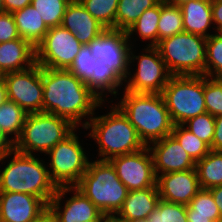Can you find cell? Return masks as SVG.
Returning a JSON list of instances; mask_svg holds the SVG:
<instances>
[{
	"label": "cell",
	"instance_id": "1",
	"mask_svg": "<svg viewBox=\"0 0 222 222\" xmlns=\"http://www.w3.org/2000/svg\"><path fill=\"white\" fill-rule=\"evenodd\" d=\"M42 82V112L65 118L77 128L84 129L105 104L69 70L42 67Z\"/></svg>",
	"mask_w": 222,
	"mask_h": 222
},
{
	"label": "cell",
	"instance_id": "2",
	"mask_svg": "<svg viewBox=\"0 0 222 222\" xmlns=\"http://www.w3.org/2000/svg\"><path fill=\"white\" fill-rule=\"evenodd\" d=\"M5 159L8 161L6 166ZM0 163L4 165L0 167V192L34 195L48 206L58 187L52 181L43 158L21 153L13 148L0 156Z\"/></svg>",
	"mask_w": 222,
	"mask_h": 222
},
{
	"label": "cell",
	"instance_id": "3",
	"mask_svg": "<svg viewBox=\"0 0 222 222\" xmlns=\"http://www.w3.org/2000/svg\"><path fill=\"white\" fill-rule=\"evenodd\" d=\"M110 100L109 112L103 115L95 114L90 118L84 128L89 130L88 136L92 138L98 147L97 160L109 161L124 154H131L146 146L139 138L135 127L129 122L123 112ZM91 129V130H90Z\"/></svg>",
	"mask_w": 222,
	"mask_h": 222
},
{
	"label": "cell",
	"instance_id": "4",
	"mask_svg": "<svg viewBox=\"0 0 222 222\" xmlns=\"http://www.w3.org/2000/svg\"><path fill=\"white\" fill-rule=\"evenodd\" d=\"M114 103L135 127L145 146L171 135V121L162 94L123 91Z\"/></svg>",
	"mask_w": 222,
	"mask_h": 222
},
{
	"label": "cell",
	"instance_id": "5",
	"mask_svg": "<svg viewBox=\"0 0 222 222\" xmlns=\"http://www.w3.org/2000/svg\"><path fill=\"white\" fill-rule=\"evenodd\" d=\"M75 187L106 217H114L122 208L129 190L120 181L109 161L91 160Z\"/></svg>",
	"mask_w": 222,
	"mask_h": 222
},
{
	"label": "cell",
	"instance_id": "6",
	"mask_svg": "<svg viewBox=\"0 0 222 222\" xmlns=\"http://www.w3.org/2000/svg\"><path fill=\"white\" fill-rule=\"evenodd\" d=\"M206 39L183 31L160 40L155 47L172 76L205 75Z\"/></svg>",
	"mask_w": 222,
	"mask_h": 222
},
{
	"label": "cell",
	"instance_id": "7",
	"mask_svg": "<svg viewBox=\"0 0 222 222\" xmlns=\"http://www.w3.org/2000/svg\"><path fill=\"white\" fill-rule=\"evenodd\" d=\"M77 127L57 115L39 112L27 114L21 135L13 148L21 153L44 155Z\"/></svg>",
	"mask_w": 222,
	"mask_h": 222
},
{
	"label": "cell",
	"instance_id": "8",
	"mask_svg": "<svg viewBox=\"0 0 222 222\" xmlns=\"http://www.w3.org/2000/svg\"><path fill=\"white\" fill-rule=\"evenodd\" d=\"M161 94L174 125L206 113L204 75L171 76Z\"/></svg>",
	"mask_w": 222,
	"mask_h": 222
},
{
	"label": "cell",
	"instance_id": "9",
	"mask_svg": "<svg viewBox=\"0 0 222 222\" xmlns=\"http://www.w3.org/2000/svg\"><path fill=\"white\" fill-rule=\"evenodd\" d=\"M77 129L80 128L45 154L49 158L46 163L50 177L57 187L75 186L87 171L90 158L77 135Z\"/></svg>",
	"mask_w": 222,
	"mask_h": 222
},
{
	"label": "cell",
	"instance_id": "10",
	"mask_svg": "<svg viewBox=\"0 0 222 222\" xmlns=\"http://www.w3.org/2000/svg\"><path fill=\"white\" fill-rule=\"evenodd\" d=\"M134 48L131 46L129 73L123 90L132 93L161 94L172 75L161 58L159 50L155 46H144L142 51L137 53L139 55H135ZM134 62H137V65ZM132 66L137 68L131 70Z\"/></svg>",
	"mask_w": 222,
	"mask_h": 222
},
{
	"label": "cell",
	"instance_id": "11",
	"mask_svg": "<svg viewBox=\"0 0 222 222\" xmlns=\"http://www.w3.org/2000/svg\"><path fill=\"white\" fill-rule=\"evenodd\" d=\"M82 46L75 34L62 25L49 28L35 47L36 63L44 68L68 70Z\"/></svg>",
	"mask_w": 222,
	"mask_h": 222
},
{
	"label": "cell",
	"instance_id": "12",
	"mask_svg": "<svg viewBox=\"0 0 222 222\" xmlns=\"http://www.w3.org/2000/svg\"><path fill=\"white\" fill-rule=\"evenodd\" d=\"M6 87L7 98L28 114L42 112L43 82L42 67L35 63L28 69L9 72L2 75Z\"/></svg>",
	"mask_w": 222,
	"mask_h": 222
},
{
	"label": "cell",
	"instance_id": "13",
	"mask_svg": "<svg viewBox=\"0 0 222 222\" xmlns=\"http://www.w3.org/2000/svg\"><path fill=\"white\" fill-rule=\"evenodd\" d=\"M87 45L95 59H101L102 63L109 66L125 82L129 73L131 50L126 31L105 29Z\"/></svg>",
	"mask_w": 222,
	"mask_h": 222
},
{
	"label": "cell",
	"instance_id": "14",
	"mask_svg": "<svg viewBox=\"0 0 222 222\" xmlns=\"http://www.w3.org/2000/svg\"><path fill=\"white\" fill-rule=\"evenodd\" d=\"M109 162L129 191L157 187L153 157L148 146L131 154L116 156Z\"/></svg>",
	"mask_w": 222,
	"mask_h": 222
},
{
	"label": "cell",
	"instance_id": "15",
	"mask_svg": "<svg viewBox=\"0 0 222 222\" xmlns=\"http://www.w3.org/2000/svg\"><path fill=\"white\" fill-rule=\"evenodd\" d=\"M71 192L73 195L65 198ZM48 207L54 213L57 222H86L88 220H103L106 217L75 186L58 187Z\"/></svg>",
	"mask_w": 222,
	"mask_h": 222
},
{
	"label": "cell",
	"instance_id": "16",
	"mask_svg": "<svg viewBox=\"0 0 222 222\" xmlns=\"http://www.w3.org/2000/svg\"><path fill=\"white\" fill-rule=\"evenodd\" d=\"M156 186L160 199L189 205L201 189L196 169L157 175Z\"/></svg>",
	"mask_w": 222,
	"mask_h": 222
},
{
	"label": "cell",
	"instance_id": "17",
	"mask_svg": "<svg viewBox=\"0 0 222 222\" xmlns=\"http://www.w3.org/2000/svg\"><path fill=\"white\" fill-rule=\"evenodd\" d=\"M156 176L195 168V162L172 136H166L149 146Z\"/></svg>",
	"mask_w": 222,
	"mask_h": 222
},
{
	"label": "cell",
	"instance_id": "18",
	"mask_svg": "<svg viewBox=\"0 0 222 222\" xmlns=\"http://www.w3.org/2000/svg\"><path fill=\"white\" fill-rule=\"evenodd\" d=\"M47 207L34 195L0 192V222H32Z\"/></svg>",
	"mask_w": 222,
	"mask_h": 222
},
{
	"label": "cell",
	"instance_id": "19",
	"mask_svg": "<svg viewBox=\"0 0 222 222\" xmlns=\"http://www.w3.org/2000/svg\"><path fill=\"white\" fill-rule=\"evenodd\" d=\"M61 25L75 34L83 45L89 44L105 30L78 0L67 5Z\"/></svg>",
	"mask_w": 222,
	"mask_h": 222
},
{
	"label": "cell",
	"instance_id": "20",
	"mask_svg": "<svg viewBox=\"0 0 222 222\" xmlns=\"http://www.w3.org/2000/svg\"><path fill=\"white\" fill-rule=\"evenodd\" d=\"M36 63V48L28 41L18 38L0 43V73L22 71Z\"/></svg>",
	"mask_w": 222,
	"mask_h": 222
},
{
	"label": "cell",
	"instance_id": "21",
	"mask_svg": "<svg viewBox=\"0 0 222 222\" xmlns=\"http://www.w3.org/2000/svg\"><path fill=\"white\" fill-rule=\"evenodd\" d=\"M178 5L182 11L185 32L205 38L214 33L210 32L212 28L214 30L211 0H185Z\"/></svg>",
	"mask_w": 222,
	"mask_h": 222
},
{
	"label": "cell",
	"instance_id": "22",
	"mask_svg": "<svg viewBox=\"0 0 222 222\" xmlns=\"http://www.w3.org/2000/svg\"><path fill=\"white\" fill-rule=\"evenodd\" d=\"M160 196L157 187L131 190L122 208L114 216L120 222L145 219L157 207Z\"/></svg>",
	"mask_w": 222,
	"mask_h": 222
},
{
	"label": "cell",
	"instance_id": "23",
	"mask_svg": "<svg viewBox=\"0 0 222 222\" xmlns=\"http://www.w3.org/2000/svg\"><path fill=\"white\" fill-rule=\"evenodd\" d=\"M86 86L102 101H108L109 94L117 97L119 90H123L124 81L109 66L96 59L93 75L85 83ZM122 87V88H121Z\"/></svg>",
	"mask_w": 222,
	"mask_h": 222
},
{
	"label": "cell",
	"instance_id": "24",
	"mask_svg": "<svg viewBox=\"0 0 222 222\" xmlns=\"http://www.w3.org/2000/svg\"><path fill=\"white\" fill-rule=\"evenodd\" d=\"M17 31L22 39L28 40L36 47L45 37L49 28L38 14L35 7L30 4L21 10L12 13Z\"/></svg>",
	"mask_w": 222,
	"mask_h": 222
},
{
	"label": "cell",
	"instance_id": "25",
	"mask_svg": "<svg viewBox=\"0 0 222 222\" xmlns=\"http://www.w3.org/2000/svg\"><path fill=\"white\" fill-rule=\"evenodd\" d=\"M160 10L161 2H159L153 8L145 10L140 17L126 30L131 46H135L134 42H136L138 37L142 40V42L148 41L146 46H156L158 44L157 25L160 19ZM136 35L138 36L137 38Z\"/></svg>",
	"mask_w": 222,
	"mask_h": 222
},
{
	"label": "cell",
	"instance_id": "26",
	"mask_svg": "<svg viewBox=\"0 0 222 222\" xmlns=\"http://www.w3.org/2000/svg\"><path fill=\"white\" fill-rule=\"evenodd\" d=\"M188 222H216L221 216L213 196L208 189H200L186 205Z\"/></svg>",
	"mask_w": 222,
	"mask_h": 222
},
{
	"label": "cell",
	"instance_id": "27",
	"mask_svg": "<svg viewBox=\"0 0 222 222\" xmlns=\"http://www.w3.org/2000/svg\"><path fill=\"white\" fill-rule=\"evenodd\" d=\"M27 112L17 103L6 100L0 105V129L14 145L19 139Z\"/></svg>",
	"mask_w": 222,
	"mask_h": 222
},
{
	"label": "cell",
	"instance_id": "28",
	"mask_svg": "<svg viewBox=\"0 0 222 222\" xmlns=\"http://www.w3.org/2000/svg\"><path fill=\"white\" fill-rule=\"evenodd\" d=\"M201 189L222 185V151H210L195 164Z\"/></svg>",
	"mask_w": 222,
	"mask_h": 222
},
{
	"label": "cell",
	"instance_id": "29",
	"mask_svg": "<svg viewBox=\"0 0 222 222\" xmlns=\"http://www.w3.org/2000/svg\"><path fill=\"white\" fill-rule=\"evenodd\" d=\"M159 0H119L115 29L126 31L147 9L153 8Z\"/></svg>",
	"mask_w": 222,
	"mask_h": 222
},
{
	"label": "cell",
	"instance_id": "30",
	"mask_svg": "<svg viewBox=\"0 0 222 222\" xmlns=\"http://www.w3.org/2000/svg\"><path fill=\"white\" fill-rule=\"evenodd\" d=\"M158 43L184 31L183 16L178 4L161 2L160 19L158 21Z\"/></svg>",
	"mask_w": 222,
	"mask_h": 222
},
{
	"label": "cell",
	"instance_id": "31",
	"mask_svg": "<svg viewBox=\"0 0 222 222\" xmlns=\"http://www.w3.org/2000/svg\"><path fill=\"white\" fill-rule=\"evenodd\" d=\"M171 135L195 163L203 159L211 151L207 143L199 139L183 125H174Z\"/></svg>",
	"mask_w": 222,
	"mask_h": 222
},
{
	"label": "cell",
	"instance_id": "32",
	"mask_svg": "<svg viewBox=\"0 0 222 222\" xmlns=\"http://www.w3.org/2000/svg\"><path fill=\"white\" fill-rule=\"evenodd\" d=\"M78 1L105 29H115V17L119 0Z\"/></svg>",
	"mask_w": 222,
	"mask_h": 222
},
{
	"label": "cell",
	"instance_id": "33",
	"mask_svg": "<svg viewBox=\"0 0 222 222\" xmlns=\"http://www.w3.org/2000/svg\"><path fill=\"white\" fill-rule=\"evenodd\" d=\"M70 0H32V5L48 28L60 26Z\"/></svg>",
	"mask_w": 222,
	"mask_h": 222
},
{
	"label": "cell",
	"instance_id": "34",
	"mask_svg": "<svg viewBox=\"0 0 222 222\" xmlns=\"http://www.w3.org/2000/svg\"><path fill=\"white\" fill-rule=\"evenodd\" d=\"M205 76L222 78V33H213L206 39Z\"/></svg>",
	"mask_w": 222,
	"mask_h": 222
},
{
	"label": "cell",
	"instance_id": "35",
	"mask_svg": "<svg viewBox=\"0 0 222 222\" xmlns=\"http://www.w3.org/2000/svg\"><path fill=\"white\" fill-rule=\"evenodd\" d=\"M150 222H188L186 205L160 199L157 207L149 214Z\"/></svg>",
	"mask_w": 222,
	"mask_h": 222
},
{
	"label": "cell",
	"instance_id": "36",
	"mask_svg": "<svg viewBox=\"0 0 222 222\" xmlns=\"http://www.w3.org/2000/svg\"><path fill=\"white\" fill-rule=\"evenodd\" d=\"M204 102L206 112L214 117L222 115V78L204 75Z\"/></svg>",
	"mask_w": 222,
	"mask_h": 222
},
{
	"label": "cell",
	"instance_id": "37",
	"mask_svg": "<svg viewBox=\"0 0 222 222\" xmlns=\"http://www.w3.org/2000/svg\"><path fill=\"white\" fill-rule=\"evenodd\" d=\"M182 125L199 139L207 143L209 146L212 145L215 129L214 116L206 112L204 114L188 119Z\"/></svg>",
	"mask_w": 222,
	"mask_h": 222
},
{
	"label": "cell",
	"instance_id": "38",
	"mask_svg": "<svg viewBox=\"0 0 222 222\" xmlns=\"http://www.w3.org/2000/svg\"><path fill=\"white\" fill-rule=\"evenodd\" d=\"M96 62L95 57L91 54L89 46L83 45L76 55L72 65L68 69L83 83H86L93 75L94 63Z\"/></svg>",
	"mask_w": 222,
	"mask_h": 222
},
{
	"label": "cell",
	"instance_id": "39",
	"mask_svg": "<svg viewBox=\"0 0 222 222\" xmlns=\"http://www.w3.org/2000/svg\"><path fill=\"white\" fill-rule=\"evenodd\" d=\"M21 38L12 13H0V43Z\"/></svg>",
	"mask_w": 222,
	"mask_h": 222
},
{
	"label": "cell",
	"instance_id": "40",
	"mask_svg": "<svg viewBox=\"0 0 222 222\" xmlns=\"http://www.w3.org/2000/svg\"><path fill=\"white\" fill-rule=\"evenodd\" d=\"M212 20L215 33H222V0H211Z\"/></svg>",
	"mask_w": 222,
	"mask_h": 222
},
{
	"label": "cell",
	"instance_id": "41",
	"mask_svg": "<svg viewBox=\"0 0 222 222\" xmlns=\"http://www.w3.org/2000/svg\"><path fill=\"white\" fill-rule=\"evenodd\" d=\"M210 149L212 151H222V115L215 117L214 136Z\"/></svg>",
	"mask_w": 222,
	"mask_h": 222
},
{
	"label": "cell",
	"instance_id": "42",
	"mask_svg": "<svg viewBox=\"0 0 222 222\" xmlns=\"http://www.w3.org/2000/svg\"><path fill=\"white\" fill-rule=\"evenodd\" d=\"M6 12L13 13L32 3V0H3Z\"/></svg>",
	"mask_w": 222,
	"mask_h": 222
},
{
	"label": "cell",
	"instance_id": "43",
	"mask_svg": "<svg viewBox=\"0 0 222 222\" xmlns=\"http://www.w3.org/2000/svg\"><path fill=\"white\" fill-rule=\"evenodd\" d=\"M208 190L211 192L214 202L219 208L220 216L222 217V185L212 187Z\"/></svg>",
	"mask_w": 222,
	"mask_h": 222
},
{
	"label": "cell",
	"instance_id": "44",
	"mask_svg": "<svg viewBox=\"0 0 222 222\" xmlns=\"http://www.w3.org/2000/svg\"><path fill=\"white\" fill-rule=\"evenodd\" d=\"M32 222H57L54 213L47 207L40 215Z\"/></svg>",
	"mask_w": 222,
	"mask_h": 222
},
{
	"label": "cell",
	"instance_id": "45",
	"mask_svg": "<svg viewBox=\"0 0 222 222\" xmlns=\"http://www.w3.org/2000/svg\"><path fill=\"white\" fill-rule=\"evenodd\" d=\"M13 149V144L7 139L0 129V156Z\"/></svg>",
	"mask_w": 222,
	"mask_h": 222
},
{
	"label": "cell",
	"instance_id": "46",
	"mask_svg": "<svg viewBox=\"0 0 222 222\" xmlns=\"http://www.w3.org/2000/svg\"><path fill=\"white\" fill-rule=\"evenodd\" d=\"M7 99V87L2 77L0 79V105H2Z\"/></svg>",
	"mask_w": 222,
	"mask_h": 222
},
{
	"label": "cell",
	"instance_id": "47",
	"mask_svg": "<svg viewBox=\"0 0 222 222\" xmlns=\"http://www.w3.org/2000/svg\"><path fill=\"white\" fill-rule=\"evenodd\" d=\"M101 222H120L115 217H105Z\"/></svg>",
	"mask_w": 222,
	"mask_h": 222
},
{
	"label": "cell",
	"instance_id": "48",
	"mask_svg": "<svg viewBox=\"0 0 222 222\" xmlns=\"http://www.w3.org/2000/svg\"><path fill=\"white\" fill-rule=\"evenodd\" d=\"M126 222H150V221L147 218H145V219H134Z\"/></svg>",
	"mask_w": 222,
	"mask_h": 222
},
{
	"label": "cell",
	"instance_id": "49",
	"mask_svg": "<svg viewBox=\"0 0 222 222\" xmlns=\"http://www.w3.org/2000/svg\"><path fill=\"white\" fill-rule=\"evenodd\" d=\"M4 12H6L4 8V2L3 0H0V13H4Z\"/></svg>",
	"mask_w": 222,
	"mask_h": 222
},
{
	"label": "cell",
	"instance_id": "50",
	"mask_svg": "<svg viewBox=\"0 0 222 222\" xmlns=\"http://www.w3.org/2000/svg\"><path fill=\"white\" fill-rule=\"evenodd\" d=\"M185 0H171V3H174V4H179L181 2H183Z\"/></svg>",
	"mask_w": 222,
	"mask_h": 222
},
{
	"label": "cell",
	"instance_id": "51",
	"mask_svg": "<svg viewBox=\"0 0 222 222\" xmlns=\"http://www.w3.org/2000/svg\"><path fill=\"white\" fill-rule=\"evenodd\" d=\"M102 220H88L86 222H101Z\"/></svg>",
	"mask_w": 222,
	"mask_h": 222
},
{
	"label": "cell",
	"instance_id": "52",
	"mask_svg": "<svg viewBox=\"0 0 222 222\" xmlns=\"http://www.w3.org/2000/svg\"><path fill=\"white\" fill-rule=\"evenodd\" d=\"M160 2H171V0H159Z\"/></svg>",
	"mask_w": 222,
	"mask_h": 222
},
{
	"label": "cell",
	"instance_id": "53",
	"mask_svg": "<svg viewBox=\"0 0 222 222\" xmlns=\"http://www.w3.org/2000/svg\"><path fill=\"white\" fill-rule=\"evenodd\" d=\"M216 222H222V217H220Z\"/></svg>",
	"mask_w": 222,
	"mask_h": 222
}]
</instances>
